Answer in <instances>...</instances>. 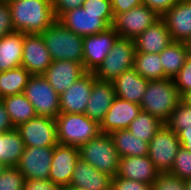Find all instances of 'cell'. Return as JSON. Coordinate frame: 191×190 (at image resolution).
I'll use <instances>...</instances> for the list:
<instances>
[{
	"mask_svg": "<svg viewBox=\"0 0 191 190\" xmlns=\"http://www.w3.org/2000/svg\"><path fill=\"white\" fill-rule=\"evenodd\" d=\"M13 129L15 127L10 120L9 114L2 101H0V134Z\"/></svg>",
	"mask_w": 191,
	"mask_h": 190,
	"instance_id": "45",
	"label": "cell"
},
{
	"mask_svg": "<svg viewBox=\"0 0 191 190\" xmlns=\"http://www.w3.org/2000/svg\"><path fill=\"white\" fill-rule=\"evenodd\" d=\"M181 101L185 103L187 106L191 107V89L186 91L182 96H181Z\"/></svg>",
	"mask_w": 191,
	"mask_h": 190,
	"instance_id": "47",
	"label": "cell"
},
{
	"mask_svg": "<svg viewBox=\"0 0 191 190\" xmlns=\"http://www.w3.org/2000/svg\"><path fill=\"white\" fill-rule=\"evenodd\" d=\"M96 80L94 73L86 72L59 95L60 113L84 114Z\"/></svg>",
	"mask_w": 191,
	"mask_h": 190,
	"instance_id": "14",
	"label": "cell"
},
{
	"mask_svg": "<svg viewBox=\"0 0 191 190\" xmlns=\"http://www.w3.org/2000/svg\"><path fill=\"white\" fill-rule=\"evenodd\" d=\"M159 18L160 16L155 11L141 4L127 12L117 14L112 28L120 38L135 39Z\"/></svg>",
	"mask_w": 191,
	"mask_h": 190,
	"instance_id": "10",
	"label": "cell"
},
{
	"mask_svg": "<svg viewBox=\"0 0 191 190\" xmlns=\"http://www.w3.org/2000/svg\"><path fill=\"white\" fill-rule=\"evenodd\" d=\"M23 94L33 105L37 116L55 119L60 114L59 94L43 75H31Z\"/></svg>",
	"mask_w": 191,
	"mask_h": 190,
	"instance_id": "7",
	"label": "cell"
},
{
	"mask_svg": "<svg viewBox=\"0 0 191 190\" xmlns=\"http://www.w3.org/2000/svg\"><path fill=\"white\" fill-rule=\"evenodd\" d=\"M169 173L178 176L184 181L191 179V152L181 146Z\"/></svg>",
	"mask_w": 191,
	"mask_h": 190,
	"instance_id": "34",
	"label": "cell"
},
{
	"mask_svg": "<svg viewBox=\"0 0 191 190\" xmlns=\"http://www.w3.org/2000/svg\"><path fill=\"white\" fill-rule=\"evenodd\" d=\"M133 68L149 81L164 79V69L159 53L136 52Z\"/></svg>",
	"mask_w": 191,
	"mask_h": 190,
	"instance_id": "31",
	"label": "cell"
},
{
	"mask_svg": "<svg viewBox=\"0 0 191 190\" xmlns=\"http://www.w3.org/2000/svg\"><path fill=\"white\" fill-rule=\"evenodd\" d=\"M173 79L181 96L191 89V53L179 73Z\"/></svg>",
	"mask_w": 191,
	"mask_h": 190,
	"instance_id": "37",
	"label": "cell"
},
{
	"mask_svg": "<svg viewBox=\"0 0 191 190\" xmlns=\"http://www.w3.org/2000/svg\"><path fill=\"white\" fill-rule=\"evenodd\" d=\"M25 180L16 167H6L0 175V190H23Z\"/></svg>",
	"mask_w": 191,
	"mask_h": 190,
	"instance_id": "35",
	"label": "cell"
},
{
	"mask_svg": "<svg viewBox=\"0 0 191 190\" xmlns=\"http://www.w3.org/2000/svg\"><path fill=\"white\" fill-rule=\"evenodd\" d=\"M86 73L83 64L71 60L53 61L43 73L53 89L61 95L70 85Z\"/></svg>",
	"mask_w": 191,
	"mask_h": 190,
	"instance_id": "18",
	"label": "cell"
},
{
	"mask_svg": "<svg viewBox=\"0 0 191 190\" xmlns=\"http://www.w3.org/2000/svg\"><path fill=\"white\" fill-rule=\"evenodd\" d=\"M161 17L174 42L191 43V2L178 1Z\"/></svg>",
	"mask_w": 191,
	"mask_h": 190,
	"instance_id": "19",
	"label": "cell"
},
{
	"mask_svg": "<svg viewBox=\"0 0 191 190\" xmlns=\"http://www.w3.org/2000/svg\"><path fill=\"white\" fill-rule=\"evenodd\" d=\"M112 177L100 172L89 163L81 160L76 162L69 186L85 190H111Z\"/></svg>",
	"mask_w": 191,
	"mask_h": 190,
	"instance_id": "22",
	"label": "cell"
},
{
	"mask_svg": "<svg viewBox=\"0 0 191 190\" xmlns=\"http://www.w3.org/2000/svg\"><path fill=\"white\" fill-rule=\"evenodd\" d=\"M165 125L176 134L182 129H191V107L181 101L170 114Z\"/></svg>",
	"mask_w": 191,
	"mask_h": 190,
	"instance_id": "33",
	"label": "cell"
},
{
	"mask_svg": "<svg viewBox=\"0 0 191 190\" xmlns=\"http://www.w3.org/2000/svg\"><path fill=\"white\" fill-rule=\"evenodd\" d=\"M140 111L139 104L116 96L100 124L101 133L110 134L116 130L128 129Z\"/></svg>",
	"mask_w": 191,
	"mask_h": 190,
	"instance_id": "17",
	"label": "cell"
},
{
	"mask_svg": "<svg viewBox=\"0 0 191 190\" xmlns=\"http://www.w3.org/2000/svg\"><path fill=\"white\" fill-rule=\"evenodd\" d=\"M79 158V149L77 147L57 144L54 147L49 180L59 185L62 189L69 186Z\"/></svg>",
	"mask_w": 191,
	"mask_h": 190,
	"instance_id": "16",
	"label": "cell"
},
{
	"mask_svg": "<svg viewBox=\"0 0 191 190\" xmlns=\"http://www.w3.org/2000/svg\"><path fill=\"white\" fill-rule=\"evenodd\" d=\"M185 190H191V179L185 180Z\"/></svg>",
	"mask_w": 191,
	"mask_h": 190,
	"instance_id": "48",
	"label": "cell"
},
{
	"mask_svg": "<svg viewBox=\"0 0 191 190\" xmlns=\"http://www.w3.org/2000/svg\"><path fill=\"white\" fill-rule=\"evenodd\" d=\"M110 136L120 157L148 155L149 142L134 136L128 129L113 131Z\"/></svg>",
	"mask_w": 191,
	"mask_h": 190,
	"instance_id": "27",
	"label": "cell"
},
{
	"mask_svg": "<svg viewBox=\"0 0 191 190\" xmlns=\"http://www.w3.org/2000/svg\"><path fill=\"white\" fill-rule=\"evenodd\" d=\"M1 101L15 128L37 116L33 105L23 93L4 97Z\"/></svg>",
	"mask_w": 191,
	"mask_h": 190,
	"instance_id": "29",
	"label": "cell"
},
{
	"mask_svg": "<svg viewBox=\"0 0 191 190\" xmlns=\"http://www.w3.org/2000/svg\"><path fill=\"white\" fill-rule=\"evenodd\" d=\"M11 32L14 29L9 4L0 0V39Z\"/></svg>",
	"mask_w": 191,
	"mask_h": 190,
	"instance_id": "39",
	"label": "cell"
},
{
	"mask_svg": "<svg viewBox=\"0 0 191 190\" xmlns=\"http://www.w3.org/2000/svg\"><path fill=\"white\" fill-rule=\"evenodd\" d=\"M149 80L144 79L134 68L124 71L112 81L117 97L139 104Z\"/></svg>",
	"mask_w": 191,
	"mask_h": 190,
	"instance_id": "24",
	"label": "cell"
},
{
	"mask_svg": "<svg viewBox=\"0 0 191 190\" xmlns=\"http://www.w3.org/2000/svg\"><path fill=\"white\" fill-rule=\"evenodd\" d=\"M23 190H63L59 185L54 184L51 180L31 179L25 180Z\"/></svg>",
	"mask_w": 191,
	"mask_h": 190,
	"instance_id": "43",
	"label": "cell"
},
{
	"mask_svg": "<svg viewBox=\"0 0 191 190\" xmlns=\"http://www.w3.org/2000/svg\"><path fill=\"white\" fill-rule=\"evenodd\" d=\"M30 77L23 66L0 72V99L23 93Z\"/></svg>",
	"mask_w": 191,
	"mask_h": 190,
	"instance_id": "30",
	"label": "cell"
},
{
	"mask_svg": "<svg viewBox=\"0 0 191 190\" xmlns=\"http://www.w3.org/2000/svg\"><path fill=\"white\" fill-rule=\"evenodd\" d=\"M111 190H152V184L138 182L124 177H112Z\"/></svg>",
	"mask_w": 191,
	"mask_h": 190,
	"instance_id": "38",
	"label": "cell"
},
{
	"mask_svg": "<svg viewBox=\"0 0 191 190\" xmlns=\"http://www.w3.org/2000/svg\"><path fill=\"white\" fill-rule=\"evenodd\" d=\"M164 124L159 118L141 110L138 116L130 123L128 130L134 136L149 142Z\"/></svg>",
	"mask_w": 191,
	"mask_h": 190,
	"instance_id": "32",
	"label": "cell"
},
{
	"mask_svg": "<svg viewBox=\"0 0 191 190\" xmlns=\"http://www.w3.org/2000/svg\"><path fill=\"white\" fill-rule=\"evenodd\" d=\"M25 146L55 147L58 144L55 119L36 116L16 127Z\"/></svg>",
	"mask_w": 191,
	"mask_h": 190,
	"instance_id": "11",
	"label": "cell"
},
{
	"mask_svg": "<svg viewBox=\"0 0 191 190\" xmlns=\"http://www.w3.org/2000/svg\"><path fill=\"white\" fill-rule=\"evenodd\" d=\"M191 53L188 43L172 42L161 53L160 59L164 69V78H174L183 67L184 62Z\"/></svg>",
	"mask_w": 191,
	"mask_h": 190,
	"instance_id": "26",
	"label": "cell"
},
{
	"mask_svg": "<svg viewBox=\"0 0 191 190\" xmlns=\"http://www.w3.org/2000/svg\"><path fill=\"white\" fill-rule=\"evenodd\" d=\"M55 122L58 144L61 145L79 148L101 133L100 124L85 114L60 113Z\"/></svg>",
	"mask_w": 191,
	"mask_h": 190,
	"instance_id": "4",
	"label": "cell"
},
{
	"mask_svg": "<svg viewBox=\"0 0 191 190\" xmlns=\"http://www.w3.org/2000/svg\"><path fill=\"white\" fill-rule=\"evenodd\" d=\"M179 0H142V4L155 11L160 17Z\"/></svg>",
	"mask_w": 191,
	"mask_h": 190,
	"instance_id": "42",
	"label": "cell"
},
{
	"mask_svg": "<svg viewBox=\"0 0 191 190\" xmlns=\"http://www.w3.org/2000/svg\"><path fill=\"white\" fill-rule=\"evenodd\" d=\"M179 1L191 2V0H179Z\"/></svg>",
	"mask_w": 191,
	"mask_h": 190,
	"instance_id": "51",
	"label": "cell"
},
{
	"mask_svg": "<svg viewBox=\"0 0 191 190\" xmlns=\"http://www.w3.org/2000/svg\"><path fill=\"white\" fill-rule=\"evenodd\" d=\"M24 34L11 32L0 39V72L21 66Z\"/></svg>",
	"mask_w": 191,
	"mask_h": 190,
	"instance_id": "25",
	"label": "cell"
},
{
	"mask_svg": "<svg viewBox=\"0 0 191 190\" xmlns=\"http://www.w3.org/2000/svg\"><path fill=\"white\" fill-rule=\"evenodd\" d=\"M1 1H3V2H9V1H11V0H1Z\"/></svg>",
	"mask_w": 191,
	"mask_h": 190,
	"instance_id": "52",
	"label": "cell"
},
{
	"mask_svg": "<svg viewBox=\"0 0 191 190\" xmlns=\"http://www.w3.org/2000/svg\"><path fill=\"white\" fill-rule=\"evenodd\" d=\"M119 34L109 27L106 31L83 37V66L94 73L106 58Z\"/></svg>",
	"mask_w": 191,
	"mask_h": 190,
	"instance_id": "12",
	"label": "cell"
},
{
	"mask_svg": "<svg viewBox=\"0 0 191 190\" xmlns=\"http://www.w3.org/2000/svg\"><path fill=\"white\" fill-rule=\"evenodd\" d=\"M180 147L177 134L165 124L156 132L149 141L148 156L159 173L170 172Z\"/></svg>",
	"mask_w": 191,
	"mask_h": 190,
	"instance_id": "8",
	"label": "cell"
},
{
	"mask_svg": "<svg viewBox=\"0 0 191 190\" xmlns=\"http://www.w3.org/2000/svg\"><path fill=\"white\" fill-rule=\"evenodd\" d=\"M25 150V144L15 129L0 134V161L7 167H16Z\"/></svg>",
	"mask_w": 191,
	"mask_h": 190,
	"instance_id": "28",
	"label": "cell"
},
{
	"mask_svg": "<svg viewBox=\"0 0 191 190\" xmlns=\"http://www.w3.org/2000/svg\"><path fill=\"white\" fill-rule=\"evenodd\" d=\"M181 102V95L173 78L150 80L147 84L140 107L165 123Z\"/></svg>",
	"mask_w": 191,
	"mask_h": 190,
	"instance_id": "2",
	"label": "cell"
},
{
	"mask_svg": "<svg viewBox=\"0 0 191 190\" xmlns=\"http://www.w3.org/2000/svg\"><path fill=\"white\" fill-rule=\"evenodd\" d=\"M78 149L81 160L111 177L117 175L120 156L114 147L110 134L100 133Z\"/></svg>",
	"mask_w": 191,
	"mask_h": 190,
	"instance_id": "5",
	"label": "cell"
},
{
	"mask_svg": "<svg viewBox=\"0 0 191 190\" xmlns=\"http://www.w3.org/2000/svg\"><path fill=\"white\" fill-rule=\"evenodd\" d=\"M8 4L14 31L41 34L56 20L51 0H11Z\"/></svg>",
	"mask_w": 191,
	"mask_h": 190,
	"instance_id": "1",
	"label": "cell"
},
{
	"mask_svg": "<svg viewBox=\"0 0 191 190\" xmlns=\"http://www.w3.org/2000/svg\"><path fill=\"white\" fill-rule=\"evenodd\" d=\"M115 97L112 82L96 80L84 114L91 120L101 124Z\"/></svg>",
	"mask_w": 191,
	"mask_h": 190,
	"instance_id": "23",
	"label": "cell"
},
{
	"mask_svg": "<svg viewBox=\"0 0 191 190\" xmlns=\"http://www.w3.org/2000/svg\"><path fill=\"white\" fill-rule=\"evenodd\" d=\"M63 190H85L82 188L65 187Z\"/></svg>",
	"mask_w": 191,
	"mask_h": 190,
	"instance_id": "50",
	"label": "cell"
},
{
	"mask_svg": "<svg viewBox=\"0 0 191 190\" xmlns=\"http://www.w3.org/2000/svg\"><path fill=\"white\" fill-rule=\"evenodd\" d=\"M85 0H51L55 18L58 20L65 12L81 8Z\"/></svg>",
	"mask_w": 191,
	"mask_h": 190,
	"instance_id": "40",
	"label": "cell"
},
{
	"mask_svg": "<svg viewBox=\"0 0 191 190\" xmlns=\"http://www.w3.org/2000/svg\"><path fill=\"white\" fill-rule=\"evenodd\" d=\"M114 17L142 4V0H111Z\"/></svg>",
	"mask_w": 191,
	"mask_h": 190,
	"instance_id": "44",
	"label": "cell"
},
{
	"mask_svg": "<svg viewBox=\"0 0 191 190\" xmlns=\"http://www.w3.org/2000/svg\"><path fill=\"white\" fill-rule=\"evenodd\" d=\"M53 153L54 147L25 146L16 168L26 180H48Z\"/></svg>",
	"mask_w": 191,
	"mask_h": 190,
	"instance_id": "13",
	"label": "cell"
},
{
	"mask_svg": "<svg viewBox=\"0 0 191 190\" xmlns=\"http://www.w3.org/2000/svg\"><path fill=\"white\" fill-rule=\"evenodd\" d=\"M41 34H24L21 66L31 75H43L52 63Z\"/></svg>",
	"mask_w": 191,
	"mask_h": 190,
	"instance_id": "15",
	"label": "cell"
},
{
	"mask_svg": "<svg viewBox=\"0 0 191 190\" xmlns=\"http://www.w3.org/2000/svg\"><path fill=\"white\" fill-rule=\"evenodd\" d=\"M52 61L71 60L83 64V37L57 19L41 33Z\"/></svg>",
	"mask_w": 191,
	"mask_h": 190,
	"instance_id": "3",
	"label": "cell"
},
{
	"mask_svg": "<svg viewBox=\"0 0 191 190\" xmlns=\"http://www.w3.org/2000/svg\"><path fill=\"white\" fill-rule=\"evenodd\" d=\"M135 54L134 40L119 37L102 64L94 72L97 80L112 82L124 71L132 69Z\"/></svg>",
	"mask_w": 191,
	"mask_h": 190,
	"instance_id": "6",
	"label": "cell"
},
{
	"mask_svg": "<svg viewBox=\"0 0 191 190\" xmlns=\"http://www.w3.org/2000/svg\"><path fill=\"white\" fill-rule=\"evenodd\" d=\"M177 136L181 146L191 152V129H182Z\"/></svg>",
	"mask_w": 191,
	"mask_h": 190,
	"instance_id": "46",
	"label": "cell"
},
{
	"mask_svg": "<svg viewBox=\"0 0 191 190\" xmlns=\"http://www.w3.org/2000/svg\"><path fill=\"white\" fill-rule=\"evenodd\" d=\"M58 21L73 33L85 37L112 27L114 14H93L81 7L65 12Z\"/></svg>",
	"mask_w": 191,
	"mask_h": 190,
	"instance_id": "9",
	"label": "cell"
},
{
	"mask_svg": "<svg viewBox=\"0 0 191 190\" xmlns=\"http://www.w3.org/2000/svg\"><path fill=\"white\" fill-rule=\"evenodd\" d=\"M133 40L136 52L159 54L173 42L162 17Z\"/></svg>",
	"mask_w": 191,
	"mask_h": 190,
	"instance_id": "21",
	"label": "cell"
},
{
	"mask_svg": "<svg viewBox=\"0 0 191 190\" xmlns=\"http://www.w3.org/2000/svg\"><path fill=\"white\" fill-rule=\"evenodd\" d=\"M6 165L2 162V161H0V175L2 174V172L6 169Z\"/></svg>",
	"mask_w": 191,
	"mask_h": 190,
	"instance_id": "49",
	"label": "cell"
},
{
	"mask_svg": "<svg viewBox=\"0 0 191 190\" xmlns=\"http://www.w3.org/2000/svg\"><path fill=\"white\" fill-rule=\"evenodd\" d=\"M82 8L93 14H113L111 0H85Z\"/></svg>",
	"mask_w": 191,
	"mask_h": 190,
	"instance_id": "41",
	"label": "cell"
},
{
	"mask_svg": "<svg viewBox=\"0 0 191 190\" xmlns=\"http://www.w3.org/2000/svg\"><path fill=\"white\" fill-rule=\"evenodd\" d=\"M152 190H185V181L169 172L160 173L152 184Z\"/></svg>",
	"mask_w": 191,
	"mask_h": 190,
	"instance_id": "36",
	"label": "cell"
},
{
	"mask_svg": "<svg viewBox=\"0 0 191 190\" xmlns=\"http://www.w3.org/2000/svg\"><path fill=\"white\" fill-rule=\"evenodd\" d=\"M148 155L120 157L117 176L153 184L159 175Z\"/></svg>",
	"mask_w": 191,
	"mask_h": 190,
	"instance_id": "20",
	"label": "cell"
}]
</instances>
